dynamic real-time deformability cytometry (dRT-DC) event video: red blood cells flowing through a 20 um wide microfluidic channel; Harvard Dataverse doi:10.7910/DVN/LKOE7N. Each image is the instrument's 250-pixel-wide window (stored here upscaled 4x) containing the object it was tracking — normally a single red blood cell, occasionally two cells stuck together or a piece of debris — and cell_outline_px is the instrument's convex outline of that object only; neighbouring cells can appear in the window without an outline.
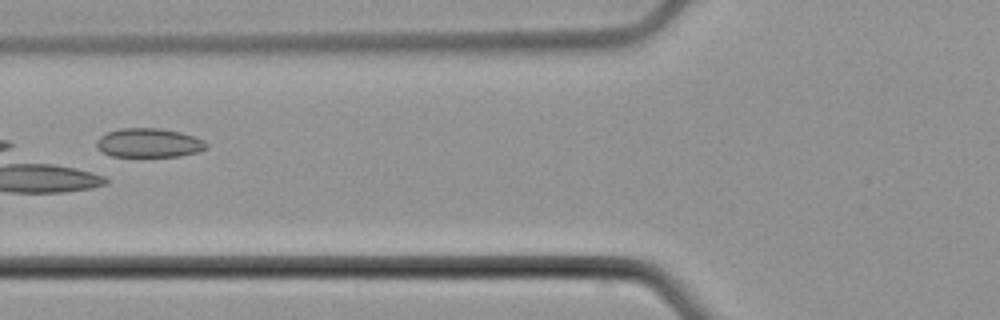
{"species": "common noctule bat (a hibernating species)", "species_latin": "Nyctalus noctula", "temperature_condition": "cold", "stored_images_in_passage": 8, "camera_frame_rate_fps": 3000, "um_per_image_px": 0.085, "animal": {"sex": "male", "body_mass_g": 21.5, "forearm_length_mm": 52.0}, "frame": {"image": 1, "passage_image": 6, "time_ms": 7.333, "image_size_px": [1000, 320], "cell_outline_px": [[208, 148], [200, 152], [180, 156], [112, 156], [104, 152], [96, 144], [96, 140], [100, 136], [108, 132], [120, 128], [160, 128], [180, 132], [196, 136], [204, 140], [208, 144]], "centroid_in_image_um": [12.73, 12.14], "position_along_channel_um": 113.1, "area_um2": 18.67}}
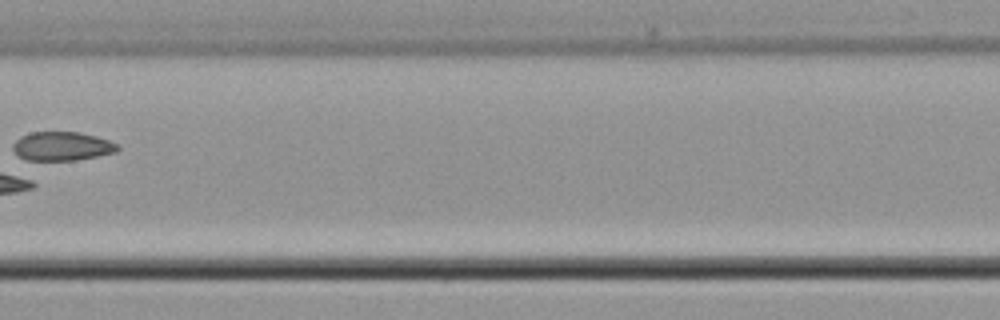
{"frame": {"image": 2, "passage_image": 8, "time_ms": 9.667, "image_size_px": [1000, 320], "cell_outline_px": [[120, 148], [116, 152], [76, 160], [32, 164], [24, 160], [12, 148], [12, 144], [20, 136], [32, 132], [80, 132], [96, 136], [108, 140], [116, 144]], "centroid_in_image_um": [5.19, 12.47], "position_along_channel_um": 202.2, "area_um2": 18.26}}